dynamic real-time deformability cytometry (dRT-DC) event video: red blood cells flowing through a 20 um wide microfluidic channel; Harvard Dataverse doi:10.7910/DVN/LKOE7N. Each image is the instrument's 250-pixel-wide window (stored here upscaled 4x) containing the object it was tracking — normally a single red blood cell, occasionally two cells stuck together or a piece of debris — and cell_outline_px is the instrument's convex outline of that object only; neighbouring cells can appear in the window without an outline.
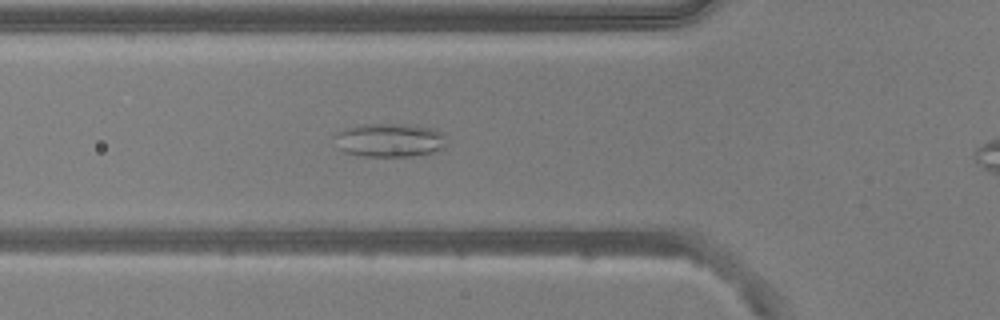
{"species": "common noctule bat (a hibernating species)", "species_latin": "Nyctalus noctula", "temperature_condition": "warm", "stored_images_in_passage": 37, "camera_frame_rate_fps": 3000, "um_per_image_px": 0.085, "animal": {"sex": "male", "body_mass_g": 20.5, "forearm_length_mm": 52.5}, "frame": {"image": 1, "passage_image": 10, "time_ms": 3.0, "image_size_px": [1000, 320], "cell_outline_px": [[444, 144], [440, 148], [432, 152], [412, 156], [364, 156], [344, 152], [340, 148], [332, 136], [348, 128], [360, 124], [416, 124], [436, 128], [444, 132]], "centroid_in_image_um": [33.13, 11.89], "position_along_channel_um": 92.7, "area_um2": 21.96}}
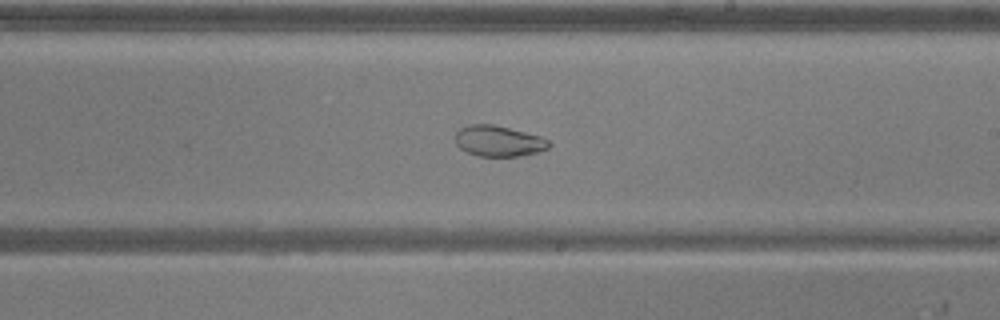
{"frame": {"image": 2, "passage_image": 22, "time_ms": 7.0, "image_size_px": [1000, 320], "cell_outline_px": [[552, 144], [548, 148], [536, 152], [520, 156], [480, 156], [468, 152], [460, 148], [456, 144], [456, 132], [460, 128], [468, 124], [492, 124], [540, 136], [548, 140]], "centroid_in_image_um": [42.37, 11.98], "position_along_channel_um": 246.6, "area_um2": 16.65}}
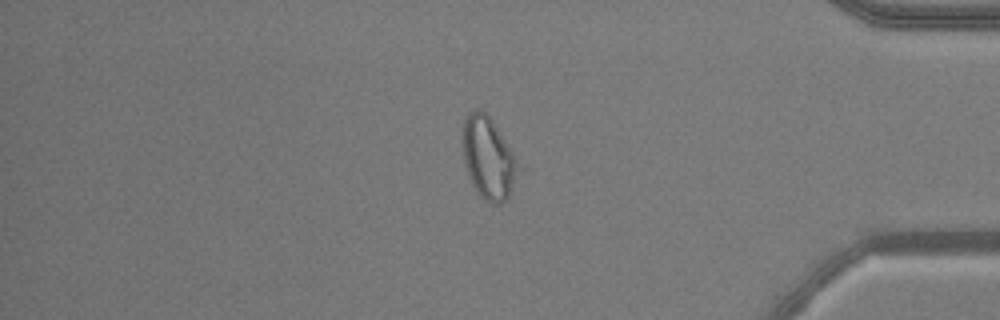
{"frame": {"image": 3, "passage_image": 36, "time_ms": 11.667, "image_size_px": [1000, 320], "cell_outline_px": [[528, 172], [508, 196], [500, 204], [492, 204], [484, 200], [480, 196], [472, 184], [464, 160], [464, 120], [468, 112], [476, 108], [484, 112], [492, 120], [528, 168]], "centroid_in_image_um": [41.7, 13.49], "position_along_channel_um": 393.5, "area_um2": 28.03}}